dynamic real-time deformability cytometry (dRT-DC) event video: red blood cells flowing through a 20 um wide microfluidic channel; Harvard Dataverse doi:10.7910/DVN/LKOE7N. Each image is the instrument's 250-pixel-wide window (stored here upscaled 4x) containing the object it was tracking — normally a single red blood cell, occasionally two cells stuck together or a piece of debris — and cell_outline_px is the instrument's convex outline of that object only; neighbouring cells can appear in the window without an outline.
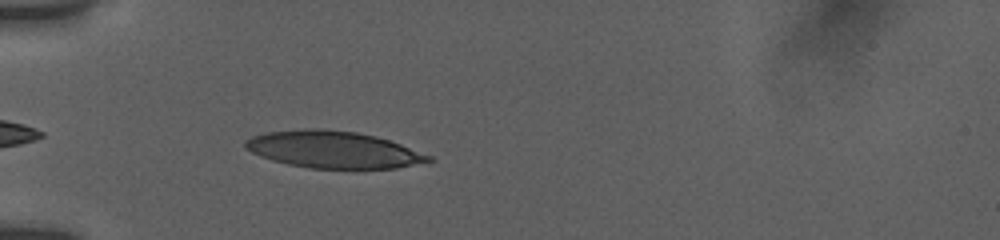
{"species": "human", "species_latin": "Homo sapiens", "temperature_condition": "room temperature", "stored_images_in_passage": 37, "camera_frame_rate_fps": 3000, "um_per_image_px": 0.085, "donor": {"sex": "female"}, "frame": {"image": 1, "passage_image": 3, "time_ms": 0.667, "image_size_px": [1000, 240], "cell_outline_px": [[436, 160], [396, 168], [308, 168], [288, 164], [272, 160], [260, 156], [244, 148], [244, 140], [252, 136], [268, 132], [304, 128], [320, 128], [356, 132], [376, 136], [400, 144], [432, 156]], "centroid_in_image_um": [28.31, 12.71], "position_along_channel_um": 56.7, "area_um2": 39.42}}
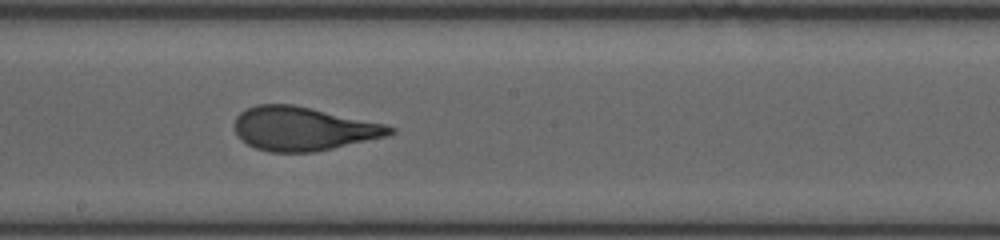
{"frame": {"image": 2, "passage_image": 17, "time_ms": 5.333, "image_size_px": [1000, 240], "cell_outline_px": [[396, 132], [388, 136], [332, 148], [312, 152], [268, 152], [256, 148], [248, 144], [236, 132], [236, 116], [240, 112], [256, 104], [292, 104], [384, 124], [396, 128]], "centroid_in_image_um": [25.79, 10.94], "position_along_channel_um": 222.4, "area_um2": 39.07}}
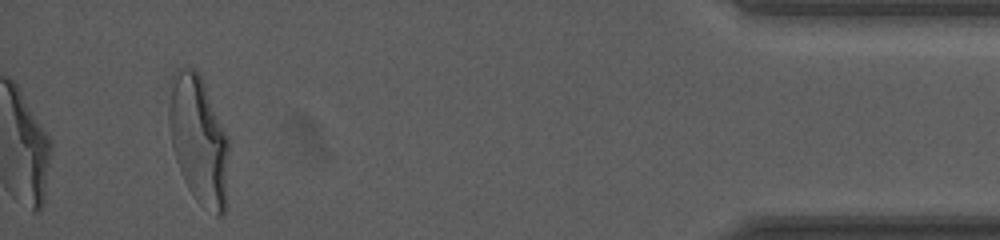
{"frame": {"image": 3, "passage_image": 37, "time_ms": 12.0, "image_size_px": [1000, 240], "cell_outline_px": [[228, 152], [224, 212], [220, 216], [216, 216], [200, 204], [196, 200], [188, 188], [184, 180], [176, 160], [172, 148], [168, 124], [168, 108], [176, 68], [192, 68], [200, 72], [228, 136]], "centroid_in_image_um": [16.88, 11.87], "position_along_channel_um": 418.3, "area_um2": 44.51}, "authors_computed_cell_mechanics": {"area_um2": 39.9398, "velocity_mm_per_s": 3.8285, "shape_relaxation_time_tau1_ms": 4.9395, "shape_relaxation_time_tau2_ms": 0.7492, "deformation_change_tau1": 0.219, "deformation_change_tau2": 0.0939}}